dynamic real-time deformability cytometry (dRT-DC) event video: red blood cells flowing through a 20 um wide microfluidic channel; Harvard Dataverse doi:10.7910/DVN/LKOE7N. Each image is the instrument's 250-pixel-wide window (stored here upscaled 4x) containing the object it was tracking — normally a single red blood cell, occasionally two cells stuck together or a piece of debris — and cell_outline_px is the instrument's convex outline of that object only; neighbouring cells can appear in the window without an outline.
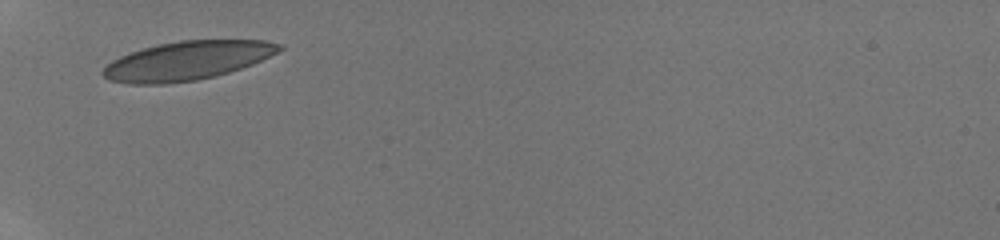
{"species": "human", "species_latin": "Homo sapiens", "temperature_condition": "room temperature", "stored_images_in_passage": 14, "camera_frame_rate_fps": 3000, "um_per_image_px": 0.085, "donor": {"sex": "male"}, "frame": {"image": 1, "passage_image": 1, "time_ms": 0.0, "image_size_px": [1000, 240], "cell_outline_px": [[284, 48], [252, 64], [228, 72], [196, 80], [164, 84], [128, 84], [108, 80], [100, 72], [112, 60], [120, 56], [144, 48], [160, 44], [180, 40], [264, 40], [284, 44]], "centroid_in_image_um": [15.89, 5.16], "position_along_channel_um": 69.1, "area_um2": 39.54}}
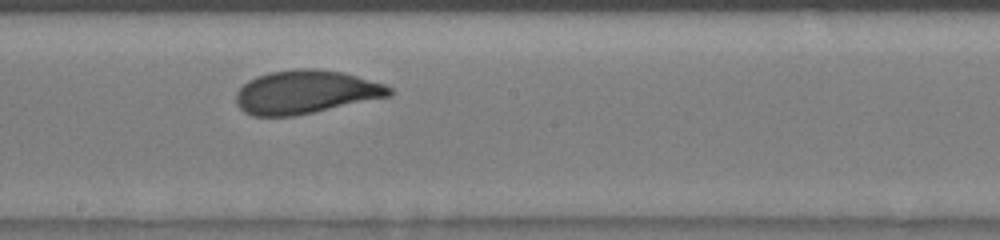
{"frame": {"image": 2, "passage_image": 7, "time_ms": 4.0, "image_size_px": [1000, 240], "cell_outline_px": [[392, 96], [292, 116], [252, 116], [244, 112], [236, 104], [236, 92], [248, 80], [256, 76], [268, 72], [296, 68], [320, 68], [340, 72], [356, 76], [384, 84], [392, 88]], "centroid_in_image_um": [25.95, 7.81], "position_along_channel_um": 222.2, "area_um2": 38.78}}
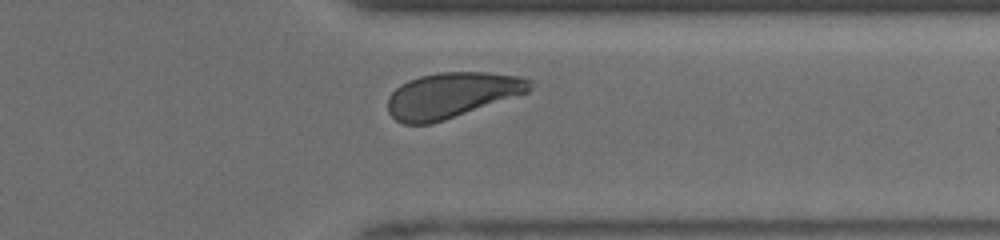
{"frame": {"image": 3, "passage_image": 13, "time_ms": 7.667, "image_size_px": [1000, 240], "cell_outline_px": [[536, 84], [528, 92], [432, 124], [404, 124], [396, 120], [388, 112], [388, 96], [400, 84], [408, 80], [420, 76], [440, 72], [488, 72], [520, 76], [532, 80]], "centroid_in_image_um": [38.4, 8.07], "position_along_channel_um": 373.0, "area_um2": 37.63}, "authors_computed_cell_mechanics": {"area_um2": 38.6104, "velocity_mm_per_s": 4.0983, "shape_relaxation_time_tau1_ms": 2.4455, "shape_relaxation_time_tau2_ms": null, "deformation_change_tau1": 0.1104, "deformation_change_tau2": null}}